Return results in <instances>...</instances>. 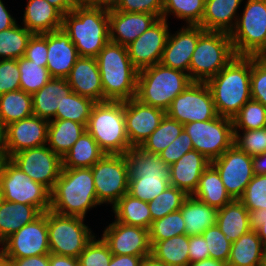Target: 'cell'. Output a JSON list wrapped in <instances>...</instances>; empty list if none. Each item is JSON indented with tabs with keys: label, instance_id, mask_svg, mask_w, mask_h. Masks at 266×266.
<instances>
[{
	"label": "cell",
	"instance_id": "1",
	"mask_svg": "<svg viewBox=\"0 0 266 266\" xmlns=\"http://www.w3.org/2000/svg\"><path fill=\"white\" fill-rule=\"evenodd\" d=\"M251 56H235L206 83L219 116L232 119L251 100Z\"/></svg>",
	"mask_w": 266,
	"mask_h": 266
},
{
	"label": "cell",
	"instance_id": "2",
	"mask_svg": "<svg viewBox=\"0 0 266 266\" xmlns=\"http://www.w3.org/2000/svg\"><path fill=\"white\" fill-rule=\"evenodd\" d=\"M100 205L90 168H62L50 192V210L84 218L88 210Z\"/></svg>",
	"mask_w": 266,
	"mask_h": 266
},
{
	"label": "cell",
	"instance_id": "3",
	"mask_svg": "<svg viewBox=\"0 0 266 266\" xmlns=\"http://www.w3.org/2000/svg\"><path fill=\"white\" fill-rule=\"evenodd\" d=\"M62 28L80 57L96 58L110 41L109 11L79 4L63 15Z\"/></svg>",
	"mask_w": 266,
	"mask_h": 266
},
{
	"label": "cell",
	"instance_id": "4",
	"mask_svg": "<svg viewBox=\"0 0 266 266\" xmlns=\"http://www.w3.org/2000/svg\"><path fill=\"white\" fill-rule=\"evenodd\" d=\"M104 101H126L136 97L138 70L126 46L109 41L96 57Z\"/></svg>",
	"mask_w": 266,
	"mask_h": 266
},
{
	"label": "cell",
	"instance_id": "5",
	"mask_svg": "<svg viewBox=\"0 0 266 266\" xmlns=\"http://www.w3.org/2000/svg\"><path fill=\"white\" fill-rule=\"evenodd\" d=\"M124 156L128 163L131 196L149 203L170 186V166L160 155L132 147Z\"/></svg>",
	"mask_w": 266,
	"mask_h": 266
},
{
	"label": "cell",
	"instance_id": "6",
	"mask_svg": "<svg viewBox=\"0 0 266 266\" xmlns=\"http://www.w3.org/2000/svg\"><path fill=\"white\" fill-rule=\"evenodd\" d=\"M192 82L189 74L157 63L138 71L135 98L166 111L173 99Z\"/></svg>",
	"mask_w": 266,
	"mask_h": 266
},
{
	"label": "cell",
	"instance_id": "7",
	"mask_svg": "<svg viewBox=\"0 0 266 266\" xmlns=\"http://www.w3.org/2000/svg\"><path fill=\"white\" fill-rule=\"evenodd\" d=\"M86 131L105 154H125L132 148L126 133L124 101L96 102Z\"/></svg>",
	"mask_w": 266,
	"mask_h": 266
},
{
	"label": "cell",
	"instance_id": "8",
	"mask_svg": "<svg viewBox=\"0 0 266 266\" xmlns=\"http://www.w3.org/2000/svg\"><path fill=\"white\" fill-rule=\"evenodd\" d=\"M236 56L230 33L205 31L198 39L189 66L193 82H207Z\"/></svg>",
	"mask_w": 266,
	"mask_h": 266
},
{
	"label": "cell",
	"instance_id": "9",
	"mask_svg": "<svg viewBox=\"0 0 266 266\" xmlns=\"http://www.w3.org/2000/svg\"><path fill=\"white\" fill-rule=\"evenodd\" d=\"M85 218L47 211L50 253L78 258L87 243L95 236Z\"/></svg>",
	"mask_w": 266,
	"mask_h": 266
},
{
	"label": "cell",
	"instance_id": "10",
	"mask_svg": "<svg viewBox=\"0 0 266 266\" xmlns=\"http://www.w3.org/2000/svg\"><path fill=\"white\" fill-rule=\"evenodd\" d=\"M0 186L5 201L32 205L42 213L50 210V191L33 181L9 158L1 165Z\"/></svg>",
	"mask_w": 266,
	"mask_h": 266
},
{
	"label": "cell",
	"instance_id": "11",
	"mask_svg": "<svg viewBox=\"0 0 266 266\" xmlns=\"http://www.w3.org/2000/svg\"><path fill=\"white\" fill-rule=\"evenodd\" d=\"M236 56H254L266 42V0H247L230 32Z\"/></svg>",
	"mask_w": 266,
	"mask_h": 266
},
{
	"label": "cell",
	"instance_id": "12",
	"mask_svg": "<svg viewBox=\"0 0 266 266\" xmlns=\"http://www.w3.org/2000/svg\"><path fill=\"white\" fill-rule=\"evenodd\" d=\"M190 136L194 150L209 161L219 158L234 144L232 119L222 116L208 121H195L183 125Z\"/></svg>",
	"mask_w": 266,
	"mask_h": 266
},
{
	"label": "cell",
	"instance_id": "13",
	"mask_svg": "<svg viewBox=\"0 0 266 266\" xmlns=\"http://www.w3.org/2000/svg\"><path fill=\"white\" fill-rule=\"evenodd\" d=\"M97 200L112 207L128 193L129 169L124 154H105L92 167Z\"/></svg>",
	"mask_w": 266,
	"mask_h": 266
},
{
	"label": "cell",
	"instance_id": "14",
	"mask_svg": "<svg viewBox=\"0 0 266 266\" xmlns=\"http://www.w3.org/2000/svg\"><path fill=\"white\" fill-rule=\"evenodd\" d=\"M166 115L185 125L195 121L212 120L218 113L207 83L192 82L173 99Z\"/></svg>",
	"mask_w": 266,
	"mask_h": 266
},
{
	"label": "cell",
	"instance_id": "15",
	"mask_svg": "<svg viewBox=\"0 0 266 266\" xmlns=\"http://www.w3.org/2000/svg\"><path fill=\"white\" fill-rule=\"evenodd\" d=\"M4 259H18L50 254L47 211L24 225L1 244Z\"/></svg>",
	"mask_w": 266,
	"mask_h": 266
},
{
	"label": "cell",
	"instance_id": "16",
	"mask_svg": "<svg viewBox=\"0 0 266 266\" xmlns=\"http://www.w3.org/2000/svg\"><path fill=\"white\" fill-rule=\"evenodd\" d=\"M9 159L33 181L44 185L50 192L62 170V158L47 145L17 152Z\"/></svg>",
	"mask_w": 266,
	"mask_h": 266
},
{
	"label": "cell",
	"instance_id": "17",
	"mask_svg": "<svg viewBox=\"0 0 266 266\" xmlns=\"http://www.w3.org/2000/svg\"><path fill=\"white\" fill-rule=\"evenodd\" d=\"M211 165L218 171L232 199H240L254 176L252 156L233 144Z\"/></svg>",
	"mask_w": 266,
	"mask_h": 266
},
{
	"label": "cell",
	"instance_id": "18",
	"mask_svg": "<svg viewBox=\"0 0 266 266\" xmlns=\"http://www.w3.org/2000/svg\"><path fill=\"white\" fill-rule=\"evenodd\" d=\"M167 21L163 18L158 19L126 46L129 58L138 71L160 63L170 31Z\"/></svg>",
	"mask_w": 266,
	"mask_h": 266
},
{
	"label": "cell",
	"instance_id": "19",
	"mask_svg": "<svg viewBox=\"0 0 266 266\" xmlns=\"http://www.w3.org/2000/svg\"><path fill=\"white\" fill-rule=\"evenodd\" d=\"M49 121L38 116H30L5 127L3 153L5 158L13 154L47 145Z\"/></svg>",
	"mask_w": 266,
	"mask_h": 266
},
{
	"label": "cell",
	"instance_id": "20",
	"mask_svg": "<svg viewBox=\"0 0 266 266\" xmlns=\"http://www.w3.org/2000/svg\"><path fill=\"white\" fill-rule=\"evenodd\" d=\"M165 115V110L146 105L136 98L124 101L126 133L131 147H140Z\"/></svg>",
	"mask_w": 266,
	"mask_h": 266
},
{
	"label": "cell",
	"instance_id": "21",
	"mask_svg": "<svg viewBox=\"0 0 266 266\" xmlns=\"http://www.w3.org/2000/svg\"><path fill=\"white\" fill-rule=\"evenodd\" d=\"M101 237L113 255L148 256L151 254L148 229L125 225L114 220L105 228Z\"/></svg>",
	"mask_w": 266,
	"mask_h": 266
},
{
	"label": "cell",
	"instance_id": "22",
	"mask_svg": "<svg viewBox=\"0 0 266 266\" xmlns=\"http://www.w3.org/2000/svg\"><path fill=\"white\" fill-rule=\"evenodd\" d=\"M204 32L200 25L182 26L175 34L169 32L160 63L189 74L192 54L199 37Z\"/></svg>",
	"mask_w": 266,
	"mask_h": 266
},
{
	"label": "cell",
	"instance_id": "23",
	"mask_svg": "<svg viewBox=\"0 0 266 266\" xmlns=\"http://www.w3.org/2000/svg\"><path fill=\"white\" fill-rule=\"evenodd\" d=\"M47 69L52 78H66L77 59L78 51L63 28L47 33Z\"/></svg>",
	"mask_w": 266,
	"mask_h": 266
},
{
	"label": "cell",
	"instance_id": "24",
	"mask_svg": "<svg viewBox=\"0 0 266 266\" xmlns=\"http://www.w3.org/2000/svg\"><path fill=\"white\" fill-rule=\"evenodd\" d=\"M159 18L149 13L109 11L110 41L127 46L149 29Z\"/></svg>",
	"mask_w": 266,
	"mask_h": 266
},
{
	"label": "cell",
	"instance_id": "25",
	"mask_svg": "<svg viewBox=\"0 0 266 266\" xmlns=\"http://www.w3.org/2000/svg\"><path fill=\"white\" fill-rule=\"evenodd\" d=\"M66 80L72 92L95 102L104 101L101 75L96 58L79 57Z\"/></svg>",
	"mask_w": 266,
	"mask_h": 266
},
{
	"label": "cell",
	"instance_id": "26",
	"mask_svg": "<svg viewBox=\"0 0 266 266\" xmlns=\"http://www.w3.org/2000/svg\"><path fill=\"white\" fill-rule=\"evenodd\" d=\"M211 164L204 155L191 150L170 166V185L192 195L203 171Z\"/></svg>",
	"mask_w": 266,
	"mask_h": 266
},
{
	"label": "cell",
	"instance_id": "27",
	"mask_svg": "<svg viewBox=\"0 0 266 266\" xmlns=\"http://www.w3.org/2000/svg\"><path fill=\"white\" fill-rule=\"evenodd\" d=\"M32 34H45L61 29L63 14L46 0H28L23 22Z\"/></svg>",
	"mask_w": 266,
	"mask_h": 266
},
{
	"label": "cell",
	"instance_id": "28",
	"mask_svg": "<svg viewBox=\"0 0 266 266\" xmlns=\"http://www.w3.org/2000/svg\"><path fill=\"white\" fill-rule=\"evenodd\" d=\"M66 78H51L45 86L32 95L33 114L41 119H55L57 108L71 92ZM52 117V118H51Z\"/></svg>",
	"mask_w": 266,
	"mask_h": 266
},
{
	"label": "cell",
	"instance_id": "29",
	"mask_svg": "<svg viewBox=\"0 0 266 266\" xmlns=\"http://www.w3.org/2000/svg\"><path fill=\"white\" fill-rule=\"evenodd\" d=\"M243 0H205V10L200 26L205 31L230 33L239 16L237 9ZM234 21V22H233Z\"/></svg>",
	"mask_w": 266,
	"mask_h": 266
},
{
	"label": "cell",
	"instance_id": "30",
	"mask_svg": "<svg viewBox=\"0 0 266 266\" xmlns=\"http://www.w3.org/2000/svg\"><path fill=\"white\" fill-rule=\"evenodd\" d=\"M216 224L232 243L252 229L250 212L239 199L218 209Z\"/></svg>",
	"mask_w": 266,
	"mask_h": 266
},
{
	"label": "cell",
	"instance_id": "31",
	"mask_svg": "<svg viewBox=\"0 0 266 266\" xmlns=\"http://www.w3.org/2000/svg\"><path fill=\"white\" fill-rule=\"evenodd\" d=\"M266 256V247L255 229L239 237L232 243L228 266H260Z\"/></svg>",
	"mask_w": 266,
	"mask_h": 266
},
{
	"label": "cell",
	"instance_id": "32",
	"mask_svg": "<svg viewBox=\"0 0 266 266\" xmlns=\"http://www.w3.org/2000/svg\"><path fill=\"white\" fill-rule=\"evenodd\" d=\"M185 221V234L202 235L203 232L216 225L218 209L189 195L180 209Z\"/></svg>",
	"mask_w": 266,
	"mask_h": 266
},
{
	"label": "cell",
	"instance_id": "33",
	"mask_svg": "<svg viewBox=\"0 0 266 266\" xmlns=\"http://www.w3.org/2000/svg\"><path fill=\"white\" fill-rule=\"evenodd\" d=\"M41 214L35 206L3 200L0 205V244Z\"/></svg>",
	"mask_w": 266,
	"mask_h": 266
},
{
	"label": "cell",
	"instance_id": "34",
	"mask_svg": "<svg viewBox=\"0 0 266 266\" xmlns=\"http://www.w3.org/2000/svg\"><path fill=\"white\" fill-rule=\"evenodd\" d=\"M86 131V126L71 120L49 121L47 146L61 158Z\"/></svg>",
	"mask_w": 266,
	"mask_h": 266
},
{
	"label": "cell",
	"instance_id": "35",
	"mask_svg": "<svg viewBox=\"0 0 266 266\" xmlns=\"http://www.w3.org/2000/svg\"><path fill=\"white\" fill-rule=\"evenodd\" d=\"M192 196L217 209L233 200L226 191L218 171L211 164L201 174L198 187Z\"/></svg>",
	"mask_w": 266,
	"mask_h": 266
},
{
	"label": "cell",
	"instance_id": "36",
	"mask_svg": "<svg viewBox=\"0 0 266 266\" xmlns=\"http://www.w3.org/2000/svg\"><path fill=\"white\" fill-rule=\"evenodd\" d=\"M105 153L96 140L85 131L62 158V168H90Z\"/></svg>",
	"mask_w": 266,
	"mask_h": 266
},
{
	"label": "cell",
	"instance_id": "37",
	"mask_svg": "<svg viewBox=\"0 0 266 266\" xmlns=\"http://www.w3.org/2000/svg\"><path fill=\"white\" fill-rule=\"evenodd\" d=\"M115 220L125 225L138 226L145 229L150 228L152 217L147 202L124 194L112 207Z\"/></svg>",
	"mask_w": 266,
	"mask_h": 266
},
{
	"label": "cell",
	"instance_id": "38",
	"mask_svg": "<svg viewBox=\"0 0 266 266\" xmlns=\"http://www.w3.org/2000/svg\"><path fill=\"white\" fill-rule=\"evenodd\" d=\"M151 254L170 266H188L189 235L182 234L163 241H150Z\"/></svg>",
	"mask_w": 266,
	"mask_h": 266
},
{
	"label": "cell",
	"instance_id": "39",
	"mask_svg": "<svg viewBox=\"0 0 266 266\" xmlns=\"http://www.w3.org/2000/svg\"><path fill=\"white\" fill-rule=\"evenodd\" d=\"M33 115L31 94L20 89L0 95V119L4 127Z\"/></svg>",
	"mask_w": 266,
	"mask_h": 266
},
{
	"label": "cell",
	"instance_id": "40",
	"mask_svg": "<svg viewBox=\"0 0 266 266\" xmlns=\"http://www.w3.org/2000/svg\"><path fill=\"white\" fill-rule=\"evenodd\" d=\"M32 33L17 23L6 30L0 31V60L19 59L24 56Z\"/></svg>",
	"mask_w": 266,
	"mask_h": 266
},
{
	"label": "cell",
	"instance_id": "41",
	"mask_svg": "<svg viewBox=\"0 0 266 266\" xmlns=\"http://www.w3.org/2000/svg\"><path fill=\"white\" fill-rule=\"evenodd\" d=\"M183 124L177 120L164 116L160 125L140 146L149 153L159 155L167 146L173 142L182 132Z\"/></svg>",
	"mask_w": 266,
	"mask_h": 266
},
{
	"label": "cell",
	"instance_id": "42",
	"mask_svg": "<svg viewBox=\"0 0 266 266\" xmlns=\"http://www.w3.org/2000/svg\"><path fill=\"white\" fill-rule=\"evenodd\" d=\"M95 101L80 96L75 92H70L64 97L61 107L57 108L55 119L71 120L87 126Z\"/></svg>",
	"mask_w": 266,
	"mask_h": 266
},
{
	"label": "cell",
	"instance_id": "43",
	"mask_svg": "<svg viewBox=\"0 0 266 266\" xmlns=\"http://www.w3.org/2000/svg\"><path fill=\"white\" fill-rule=\"evenodd\" d=\"M205 10V0H164L162 18L168 20L172 13L187 25H200Z\"/></svg>",
	"mask_w": 266,
	"mask_h": 266
},
{
	"label": "cell",
	"instance_id": "44",
	"mask_svg": "<svg viewBox=\"0 0 266 266\" xmlns=\"http://www.w3.org/2000/svg\"><path fill=\"white\" fill-rule=\"evenodd\" d=\"M20 71V89L33 95L52 78L47 67L32 62L25 57L17 59Z\"/></svg>",
	"mask_w": 266,
	"mask_h": 266
},
{
	"label": "cell",
	"instance_id": "45",
	"mask_svg": "<svg viewBox=\"0 0 266 266\" xmlns=\"http://www.w3.org/2000/svg\"><path fill=\"white\" fill-rule=\"evenodd\" d=\"M188 196L182 189L170 185L148 203L152 222L165 217L169 213L179 211Z\"/></svg>",
	"mask_w": 266,
	"mask_h": 266
},
{
	"label": "cell",
	"instance_id": "46",
	"mask_svg": "<svg viewBox=\"0 0 266 266\" xmlns=\"http://www.w3.org/2000/svg\"><path fill=\"white\" fill-rule=\"evenodd\" d=\"M232 122L234 132L264 128L266 127V107L251 99L232 118Z\"/></svg>",
	"mask_w": 266,
	"mask_h": 266
},
{
	"label": "cell",
	"instance_id": "47",
	"mask_svg": "<svg viewBox=\"0 0 266 266\" xmlns=\"http://www.w3.org/2000/svg\"><path fill=\"white\" fill-rule=\"evenodd\" d=\"M182 234H185V221L180 210L153 221L149 228L150 241H163Z\"/></svg>",
	"mask_w": 266,
	"mask_h": 266
},
{
	"label": "cell",
	"instance_id": "48",
	"mask_svg": "<svg viewBox=\"0 0 266 266\" xmlns=\"http://www.w3.org/2000/svg\"><path fill=\"white\" fill-rule=\"evenodd\" d=\"M112 255L102 237L97 240L94 236L79 255V266H109Z\"/></svg>",
	"mask_w": 266,
	"mask_h": 266
},
{
	"label": "cell",
	"instance_id": "49",
	"mask_svg": "<svg viewBox=\"0 0 266 266\" xmlns=\"http://www.w3.org/2000/svg\"><path fill=\"white\" fill-rule=\"evenodd\" d=\"M239 200L250 213L266 209V174H254Z\"/></svg>",
	"mask_w": 266,
	"mask_h": 266
},
{
	"label": "cell",
	"instance_id": "50",
	"mask_svg": "<svg viewBox=\"0 0 266 266\" xmlns=\"http://www.w3.org/2000/svg\"><path fill=\"white\" fill-rule=\"evenodd\" d=\"M241 133L234 132V144L240 150L252 157L266 152V127Z\"/></svg>",
	"mask_w": 266,
	"mask_h": 266
},
{
	"label": "cell",
	"instance_id": "51",
	"mask_svg": "<svg viewBox=\"0 0 266 266\" xmlns=\"http://www.w3.org/2000/svg\"><path fill=\"white\" fill-rule=\"evenodd\" d=\"M202 236L207 242L210 258L227 263L232 242L224 235L218 225L207 228Z\"/></svg>",
	"mask_w": 266,
	"mask_h": 266
},
{
	"label": "cell",
	"instance_id": "52",
	"mask_svg": "<svg viewBox=\"0 0 266 266\" xmlns=\"http://www.w3.org/2000/svg\"><path fill=\"white\" fill-rule=\"evenodd\" d=\"M251 99L266 107V61L251 56Z\"/></svg>",
	"mask_w": 266,
	"mask_h": 266
},
{
	"label": "cell",
	"instance_id": "53",
	"mask_svg": "<svg viewBox=\"0 0 266 266\" xmlns=\"http://www.w3.org/2000/svg\"><path fill=\"white\" fill-rule=\"evenodd\" d=\"M20 90V71L16 59L0 60V95Z\"/></svg>",
	"mask_w": 266,
	"mask_h": 266
},
{
	"label": "cell",
	"instance_id": "54",
	"mask_svg": "<svg viewBox=\"0 0 266 266\" xmlns=\"http://www.w3.org/2000/svg\"><path fill=\"white\" fill-rule=\"evenodd\" d=\"M190 136L183 129L180 135L171 142L159 155L164 162L171 166L179 160L185 153L193 150Z\"/></svg>",
	"mask_w": 266,
	"mask_h": 266
},
{
	"label": "cell",
	"instance_id": "55",
	"mask_svg": "<svg viewBox=\"0 0 266 266\" xmlns=\"http://www.w3.org/2000/svg\"><path fill=\"white\" fill-rule=\"evenodd\" d=\"M124 12L149 13L162 18L163 1L162 0H121L115 9Z\"/></svg>",
	"mask_w": 266,
	"mask_h": 266
},
{
	"label": "cell",
	"instance_id": "56",
	"mask_svg": "<svg viewBox=\"0 0 266 266\" xmlns=\"http://www.w3.org/2000/svg\"><path fill=\"white\" fill-rule=\"evenodd\" d=\"M47 33L33 34L29 39L25 54L26 59L40 64L42 67L47 66Z\"/></svg>",
	"mask_w": 266,
	"mask_h": 266
},
{
	"label": "cell",
	"instance_id": "57",
	"mask_svg": "<svg viewBox=\"0 0 266 266\" xmlns=\"http://www.w3.org/2000/svg\"><path fill=\"white\" fill-rule=\"evenodd\" d=\"M207 242L202 235L189 236L190 263L210 258Z\"/></svg>",
	"mask_w": 266,
	"mask_h": 266
},
{
	"label": "cell",
	"instance_id": "58",
	"mask_svg": "<svg viewBox=\"0 0 266 266\" xmlns=\"http://www.w3.org/2000/svg\"><path fill=\"white\" fill-rule=\"evenodd\" d=\"M252 229H255L258 236L266 247V209L257 210L250 213Z\"/></svg>",
	"mask_w": 266,
	"mask_h": 266
},
{
	"label": "cell",
	"instance_id": "59",
	"mask_svg": "<svg viewBox=\"0 0 266 266\" xmlns=\"http://www.w3.org/2000/svg\"><path fill=\"white\" fill-rule=\"evenodd\" d=\"M11 266H50L49 254L18 259H5Z\"/></svg>",
	"mask_w": 266,
	"mask_h": 266
},
{
	"label": "cell",
	"instance_id": "60",
	"mask_svg": "<svg viewBox=\"0 0 266 266\" xmlns=\"http://www.w3.org/2000/svg\"><path fill=\"white\" fill-rule=\"evenodd\" d=\"M145 256L112 255L109 266H140Z\"/></svg>",
	"mask_w": 266,
	"mask_h": 266
},
{
	"label": "cell",
	"instance_id": "61",
	"mask_svg": "<svg viewBox=\"0 0 266 266\" xmlns=\"http://www.w3.org/2000/svg\"><path fill=\"white\" fill-rule=\"evenodd\" d=\"M120 2L121 0H79V4L82 6L99 8L107 11L116 9Z\"/></svg>",
	"mask_w": 266,
	"mask_h": 266
},
{
	"label": "cell",
	"instance_id": "62",
	"mask_svg": "<svg viewBox=\"0 0 266 266\" xmlns=\"http://www.w3.org/2000/svg\"><path fill=\"white\" fill-rule=\"evenodd\" d=\"M50 266H79L78 258L49 254Z\"/></svg>",
	"mask_w": 266,
	"mask_h": 266
},
{
	"label": "cell",
	"instance_id": "63",
	"mask_svg": "<svg viewBox=\"0 0 266 266\" xmlns=\"http://www.w3.org/2000/svg\"><path fill=\"white\" fill-rule=\"evenodd\" d=\"M16 19L10 15L7 7L0 0V31L9 29L16 24Z\"/></svg>",
	"mask_w": 266,
	"mask_h": 266
},
{
	"label": "cell",
	"instance_id": "64",
	"mask_svg": "<svg viewBox=\"0 0 266 266\" xmlns=\"http://www.w3.org/2000/svg\"><path fill=\"white\" fill-rule=\"evenodd\" d=\"M49 4L57 8L63 15L71 12L79 5V0H46Z\"/></svg>",
	"mask_w": 266,
	"mask_h": 266
},
{
	"label": "cell",
	"instance_id": "65",
	"mask_svg": "<svg viewBox=\"0 0 266 266\" xmlns=\"http://www.w3.org/2000/svg\"><path fill=\"white\" fill-rule=\"evenodd\" d=\"M253 172L256 175L266 174V152L252 157Z\"/></svg>",
	"mask_w": 266,
	"mask_h": 266
},
{
	"label": "cell",
	"instance_id": "66",
	"mask_svg": "<svg viewBox=\"0 0 266 266\" xmlns=\"http://www.w3.org/2000/svg\"><path fill=\"white\" fill-rule=\"evenodd\" d=\"M140 266H170L163 261L156 259L152 254L143 257Z\"/></svg>",
	"mask_w": 266,
	"mask_h": 266
},
{
	"label": "cell",
	"instance_id": "67",
	"mask_svg": "<svg viewBox=\"0 0 266 266\" xmlns=\"http://www.w3.org/2000/svg\"><path fill=\"white\" fill-rule=\"evenodd\" d=\"M188 266H228L227 263H224L213 258L204 259L194 263H190Z\"/></svg>",
	"mask_w": 266,
	"mask_h": 266
},
{
	"label": "cell",
	"instance_id": "68",
	"mask_svg": "<svg viewBox=\"0 0 266 266\" xmlns=\"http://www.w3.org/2000/svg\"><path fill=\"white\" fill-rule=\"evenodd\" d=\"M254 57L266 61V42L263 47L254 55Z\"/></svg>",
	"mask_w": 266,
	"mask_h": 266
},
{
	"label": "cell",
	"instance_id": "69",
	"mask_svg": "<svg viewBox=\"0 0 266 266\" xmlns=\"http://www.w3.org/2000/svg\"><path fill=\"white\" fill-rule=\"evenodd\" d=\"M4 140H5V127L3 126L0 119V148H3Z\"/></svg>",
	"mask_w": 266,
	"mask_h": 266
},
{
	"label": "cell",
	"instance_id": "70",
	"mask_svg": "<svg viewBox=\"0 0 266 266\" xmlns=\"http://www.w3.org/2000/svg\"><path fill=\"white\" fill-rule=\"evenodd\" d=\"M5 159L4 153H3V149L0 148V169H1V165L3 160Z\"/></svg>",
	"mask_w": 266,
	"mask_h": 266
},
{
	"label": "cell",
	"instance_id": "71",
	"mask_svg": "<svg viewBox=\"0 0 266 266\" xmlns=\"http://www.w3.org/2000/svg\"><path fill=\"white\" fill-rule=\"evenodd\" d=\"M4 255L2 249H0V264L4 261Z\"/></svg>",
	"mask_w": 266,
	"mask_h": 266
},
{
	"label": "cell",
	"instance_id": "72",
	"mask_svg": "<svg viewBox=\"0 0 266 266\" xmlns=\"http://www.w3.org/2000/svg\"><path fill=\"white\" fill-rule=\"evenodd\" d=\"M3 200H4L3 199V193H2L1 186H0V205H1V203H2Z\"/></svg>",
	"mask_w": 266,
	"mask_h": 266
},
{
	"label": "cell",
	"instance_id": "73",
	"mask_svg": "<svg viewBox=\"0 0 266 266\" xmlns=\"http://www.w3.org/2000/svg\"><path fill=\"white\" fill-rule=\"evenodd\" d=\"M0 266H11L7 261H3Z\"/></svg>",
	"mask_w": 266,
	"mask_h": 266
},
{
	"label": "cell",
	"instance_id": "74",
	"mask_svg": "<svg viewBox=\"0 0 266 266\" xmlns=\"http://www.w3.org/2000/svg\"><path fill=\"white\" fill-rule=\"evenodd\" d=\"M260 266H266V256H265L264 259L262 260Z\"/></svg>",
	"mask_w": 266,
	"mask_h": 266
}]
</instances>
